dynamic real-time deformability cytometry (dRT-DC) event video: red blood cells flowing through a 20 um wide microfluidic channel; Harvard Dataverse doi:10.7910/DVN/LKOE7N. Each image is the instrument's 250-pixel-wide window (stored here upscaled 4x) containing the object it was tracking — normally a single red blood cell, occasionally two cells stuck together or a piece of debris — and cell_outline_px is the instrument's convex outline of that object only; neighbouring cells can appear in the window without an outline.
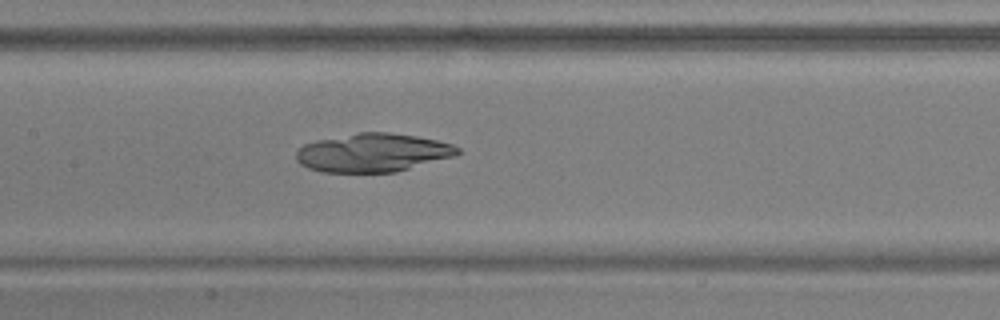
{"species": "common noctule bat (a hibernating species)", "species_latin": "Nyctalus noctula", "temperature_condition": "warm", "stored_images_in_passage": 53, "camera_frame_rate_fps": 3000, "um_per_image_px": 0.085, "animal": {"sex": "male", "body_mass_g": 17.9, "forearm_length_mm": 54.2}, "frame": {"image": 1, "passage_image": 25, "time_ms": 8.0, "image_size_px": [1000, 320], "cell_outline_px": [[460, 152], [456, 156], [396, 172], [320, 172], [308, 168], [300, 164], [296, 160], [296, 152], [304, 144], [316, 140], [360, 132], [388, 132], [416, 136], [436, 140], [452, 144], [460, 148]], "centroid_in_image_um": [31.7, 12.98], "position_along_channel_um": 175.7, "area_um2": 36.3}}
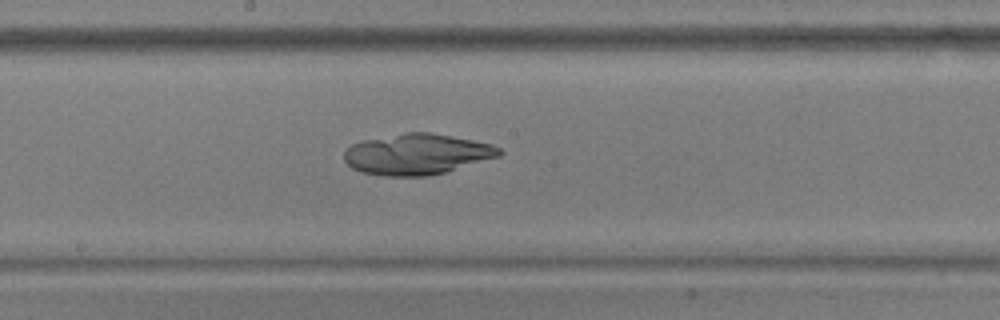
{"frame": {"image": 2, "passage_image": 28, "time_ms": 9.0, "image_size_px": [1000, 320], "cell_outline_px": [[504, 152], [500, 156], [444, 172], [424, 176], [384, 176], [360, 172], [352, 168], [344, 160], [344, 152], [352, 144], [364, 140], [404, 132], [428, 132], [472, 140], [492, 144], [500, 148]], "centroid_in_image_um": [35.43, 13.11], "position_along_channel_um": 212.8, "area_um2": 36.7}}
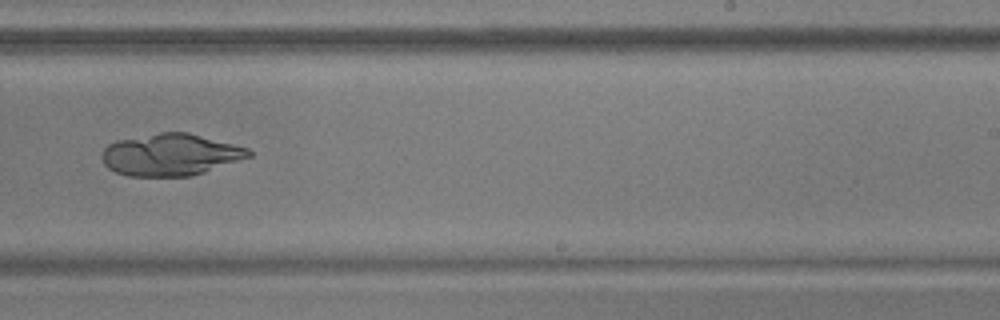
{"frame": {"image": 3, "passage_image": 33, "time_ms": 10.667, "image_size_px": [1000, 320], "cell_outline_px": [[252, 156], [204, 172], [188, 176], [128, 176], [116, 172], [108, 168], [104, 164], [100, 156], [104, 148], [108, 144], [116, 140], [160, 132], [188, 132], [248, 148], [252, 152]], "centroid_in_image_um": [14.46, 13.14], "position_along_channel_um": 274.5, "area_um2": 35.84}}